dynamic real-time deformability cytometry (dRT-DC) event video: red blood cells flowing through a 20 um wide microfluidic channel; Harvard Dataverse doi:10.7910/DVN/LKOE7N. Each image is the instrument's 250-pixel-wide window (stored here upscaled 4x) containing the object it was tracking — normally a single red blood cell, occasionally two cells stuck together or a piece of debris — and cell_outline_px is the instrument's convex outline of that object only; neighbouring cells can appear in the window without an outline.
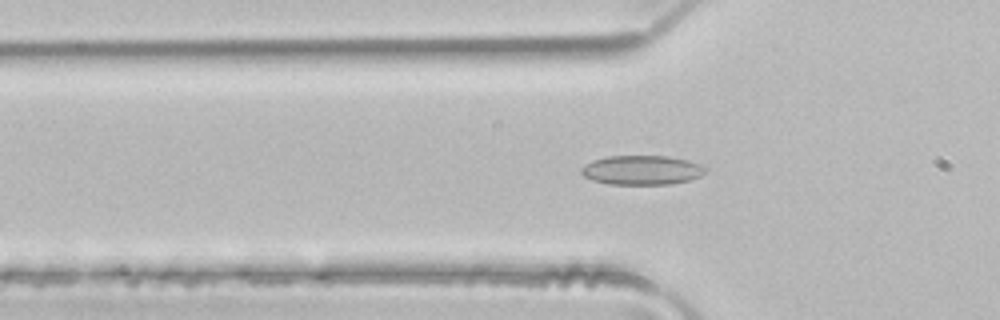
{"species": "common noctule bat (a hibernating species)", "species_latin": "Nyctalus noctula", "temperature_condition": "room temperature", "stored_images_in_passage": 27, "camera_frame_rate_fps": 3000, "um_per_image_px": 0.085, "animal": {"sex": "male", "body_mass_g": 21.5, "forearm_length_mm": 52.0}, "frame": {"image": 1, "passage_image": 10, "time_ms": 3.0, "image_size_px": [1000, 320], "cell_outline_px": [[704, 172], [700, 176], [688, 180], [668, 184], [608, 184], [592, 180], [584, 176], [580, 172], [580, 168], [584, 164], [592, 160], [608, 156], [668, 156], [688, 160], [700, 164], [704, 168]], "centroid_in_image_um": [54.49, 14.45], "position_along_channel_um": 71.3, "area_um2": 21.15}}
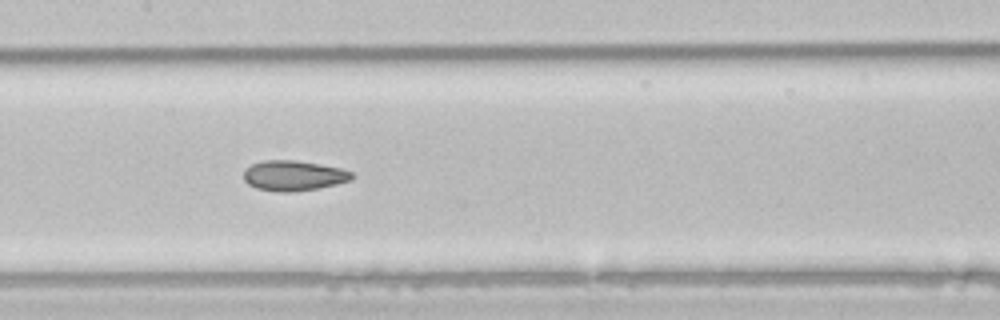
{"frame": {"image": 2, "passage_image": 18, "time_ms": 5.667, "image_size_px": [1000, 320], "cell_outline_px": [[356, 176], [352, 180], [336, 184], [316, 188], [292, 192], [276, 192], [256, 188], [248, 184], [244, 180], [244, 168], [252, 164], [264, 160], [296, 160], [320, 164], [340, 168], [352, 172]], "centroid_in_image_um": [24.95, 14.92], "position_along_channel_um": 182.4, "area_um2": 19.19}}
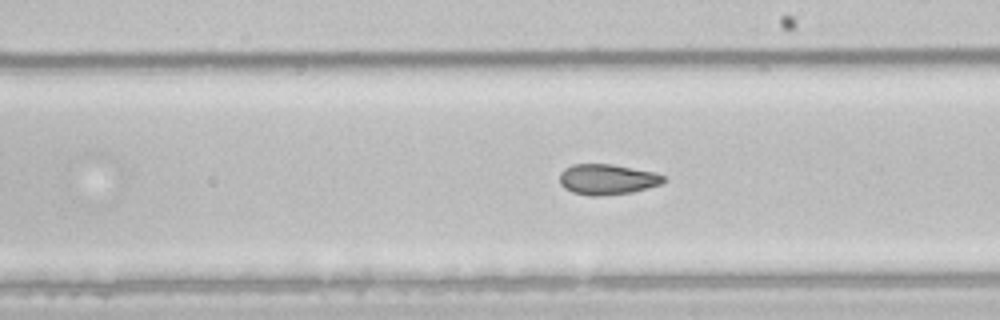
{"frame": {"image": 3, "passage_image": 22, "time_ms": 7.0, "image_size_px": [1000, 320], "cell_outline_px": [[668, 180], [660, 184], [632, 192], [600, 196], [588, 196], [572, 192], [564, 188], [560, 184], [560, 172], [564, 168], [572, 164], [612, 164], [656, 172], [664, 176]], "centroid_in_image_um": [51.61, 15.24], "position_along_channel_um": 237.4, "area_um2": 18.67}}